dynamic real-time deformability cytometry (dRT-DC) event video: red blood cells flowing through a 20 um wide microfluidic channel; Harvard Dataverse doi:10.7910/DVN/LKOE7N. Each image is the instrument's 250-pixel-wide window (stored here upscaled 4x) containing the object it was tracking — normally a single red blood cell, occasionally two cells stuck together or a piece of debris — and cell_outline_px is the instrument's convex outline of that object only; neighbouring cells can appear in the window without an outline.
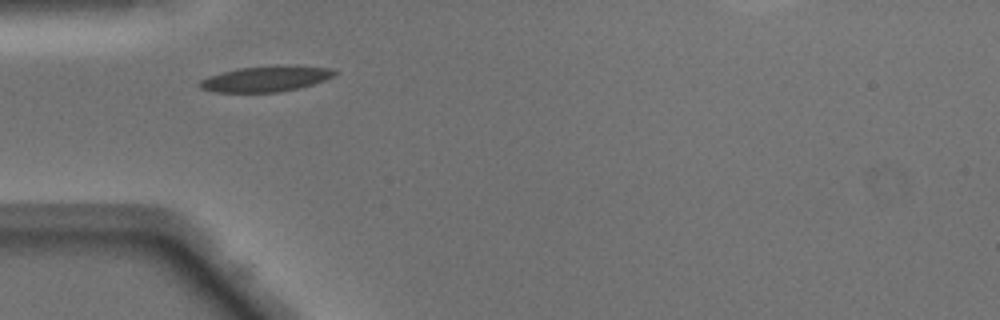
{"species": "Egyptian fruit bat (a non-hibernating species)", "species_latin": "Rousettus aegyptiacus", "temperature_condition": "warm", "stored_images_in_passage": 18, "camera_frame_rate_fps": 3000, "um_per_image_px": 0.085, "animal": {"sex": "male"}, "frame": {"image": 1, "passage_image": 1, "time_ms": 0.0, "image_size_px": [1000, 320], "cell_outline_px": [[336, 72], [332, 76], [324, 80], [312, 84], [296, 88], [276, 92], [216, 92], [200, 88], [200, 80], [208, 76], [240, 68], [328, 68]], "centroid_in_image_um": [22.46, 6.76], "position_along_channel_um": 62.5, "area_um2": 18.55}}
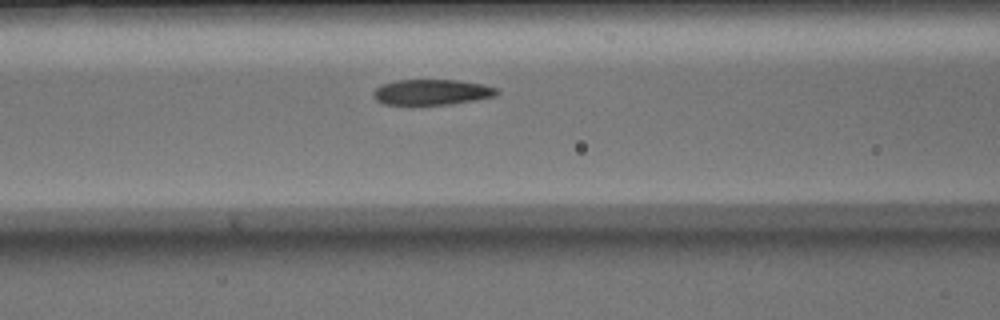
{"frame": {"image": 2, "passage_image": 6, "time_ms": 1.667, "image_size_px": [1000, 320], "cell_outline_px": [[500, 92], [496, 96], [448, 104], [384, 104], [376, 100], [372, 96], [372, 92], [376, 88], [384, 84], [396, 80], [456, 80], [484, 84], [500, 88]], "centroid_in_image_um": [36.73, 7.82], "position_along_channel_um": 129.9, "area_um2": 18.32}}